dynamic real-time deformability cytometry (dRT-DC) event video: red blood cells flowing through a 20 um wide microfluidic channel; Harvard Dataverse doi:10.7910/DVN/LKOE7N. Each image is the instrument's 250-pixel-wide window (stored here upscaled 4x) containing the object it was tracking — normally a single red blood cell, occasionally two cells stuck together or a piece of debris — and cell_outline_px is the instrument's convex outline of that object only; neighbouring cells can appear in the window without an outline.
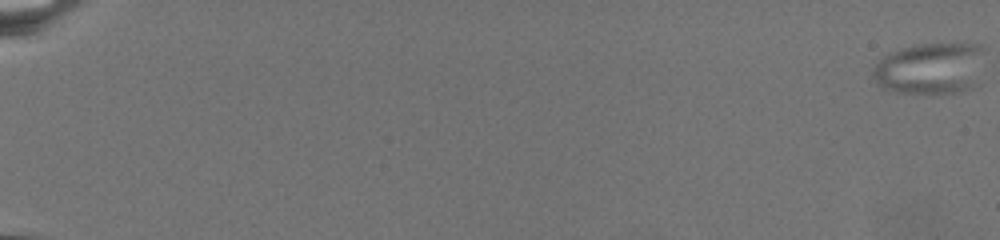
{"species": "common noctule bat (a hibernating species)", "species_latin": "Nyctalus noctula", "temperature_condition": "warm", "stored_images_in_passage": 79, "camera_frame_rate_fps": 3000, "um_per_image_px": 0.085, "animal": {"sex": "female", "body_mass_g": 19.5, "forearm_length_mm": 54.1}, "frame": {"image": 1, "passage_image": 1, "time_ms": 0.0, "image_size_px": [1000, 240], "cell_outline_px": [[984, 48], [968, 88], [956, 92], [896, 92], [884, 88], [872, 76], [872, 68], [888, 52], [900, 48], [920, 44], [980, 44]], "centroid_in_image_um": [78.93, 5.77], "position_along_channel_um": 6.1, "area_um2": 32.14}}
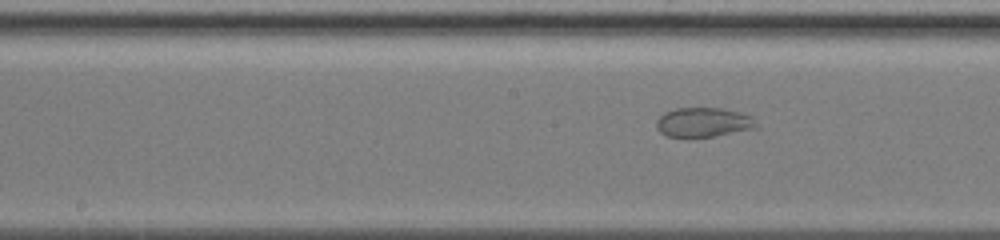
{"frame": {"image": 2, "passage_image": 45, "time_ms": 14.667, "image_size_px": [1000, 240], "cell_outline_px": [[760, 128], [716, 136], [688, 140], [664, 136], [656, 128], [656, 120], [664, 112], [676, 108], [720, 108], [740, 112], [752, 116], [760, 124]], "centroid_in_image_um": [59.8, 10.44], "position_along_channel_um": 188.4, "area_um2": 18.15}}
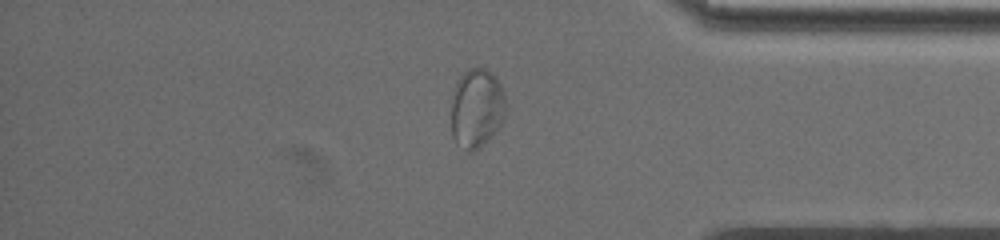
{"frame": {"image": 3, "passage_image": 68, "time_ms": 22.333, "image_size_px": [1000, 240], "cell_outline_px": [[504, 116], [500, 124], [472, 152], [464, 152], [456, 144], [452, 136], [452, 100], [456, 84], [460, 76], [464, 72], [472, 68], [484, 68], [492, 72], [496, 76], [504, 92]], "centroid_in_image_um": [40.48, 9.17], "position_along_channel_um": 394.7, "area_um2": 24.68}}